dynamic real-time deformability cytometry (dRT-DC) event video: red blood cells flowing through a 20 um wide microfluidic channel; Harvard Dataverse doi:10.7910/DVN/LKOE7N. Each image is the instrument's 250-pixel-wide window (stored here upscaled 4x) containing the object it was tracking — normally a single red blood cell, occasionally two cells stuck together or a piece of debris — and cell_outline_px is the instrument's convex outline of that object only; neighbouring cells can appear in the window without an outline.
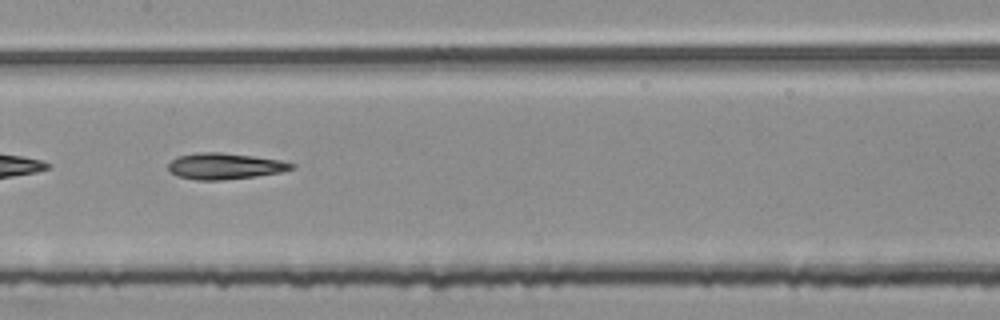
{"species": "common noctule bat (a hibernating species)", "species_latin": "Nyctalus noctula", "temperature_condition": "room temperature", "stored_images_in_passage": 37, "camera_frame_rate_fps": 3000, "um_per_image_px": 0.085, "animal": {"sex": "female", "body_mass_g": 25.1}, "frame": {"image": 1, "passage_image": 11, "time_ms": 3.333, "image_size_px": [1000, 320], "cell_outline_px": [[296, 168], [280, 172], [256, 176], [220, 180], [196, 180], [176, 176], [168, 172], [168, 164], [176, 156], [196, 152], [220, 152], [256, 156], [280, 160], [296, 164]], "centroid_in_image_um": [19.08, 14.11], "position_along_channel_um": 188.3, "area_um2": 19.07}, "authors_computed_cell_mechanics": {"area_um2": 18.207, "velocity_mm_per_s": 3.7986, "shape_relaxation_time_tau1_ms": 8.9767, "shape_relaxation_time_tau2_ms": null, "deformation_change_tau1": 0.2159, "deformation_change_tau2": null}}